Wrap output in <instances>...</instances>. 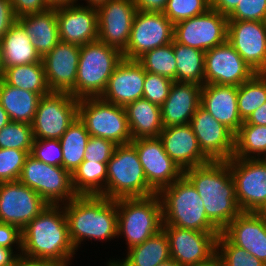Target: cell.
Returning a JSON list of instances; mask_svg holds the SVG:
<instances>
[{
  "mask_svg": "<svg viewBox=\"0 0 266 266\" xmlns=\"http://www.w3.org/2000/svg\"><path fill=\"white\" fill-rule=\"evenodd\" d=\"M21 255L69 266L76 249L71 242L63 205H48L22 230Z\"/></svg>",
  "mask_w": 266,
  "mask_h": 266,
  "instance_id": "obj_1",
  "label": "cell"
},
{
  "mask_svg": "<svg viewBox=\"0 0 266 266\" xmlns=\"http://www.w3.org/2000/svg\"><path fill=\"white\" fill-rule=\"evenodd\" d=\"M203 200L208 220L222 232L242 211L226 161H210L183 171Z\"/></svg>",
  "mask_w": 266,
  "mask_h": 266,
  "instance_id": "obj_2",
  "label": "cell"
},
{
  "mask_svg": "<svg viewBox=\"0 0 266 266\" xmlns=\"http://www.w3.org/2000/svg\"><path fill=\"white\" fill-rule=\"evenodd\" d=\"M69 236L76 251L84 242H109L117 238L116 200L100 195H78L63 204ZM92 239V240H91Z\"/></svg>",
  "mask_w": 266,
  "mask_h": 266,
  "instance_id": "obj_3",
  "label": "cell"
},
{
  "mask_svg": "<svg viewBox=\"0 0 266 266\" xmlns=\"http://www.w3.org/2000/svg\"><path fill=\"white\" fill-rule=\"evenodd\" d=\"M162 204V226L200 232H220L207 218L203 200L192 183L182 175L158 193Z\"/></svg>",
  "mask_w": 266,
  "mask_h": 266,
  "instance_id": "obj_4",
  "label": "cell"
},
{
  "mask_svg": "<svg viewBox=\"0 0 266 266\" xmlns=\"http://www.w3.org/2000/svg\"><path fill=\"white\" fill-rule=\"evenodd\" d=\"M117 206V238H124L126 249L140 245L162 230V204L159 195L120 198Z\"/></svg>",
  "mask_w": 266,
  "mask_h": 266,
  "instance_id": "obj_5",
  "label": "cell"
},
{
  "mask_svg": "<svg viewBox=\"0 0 266 266\" xmlns=\"http://www.w3.org/2000/svg\"><path fill=\"white\" fill-rule=\"evenodd\" d=\"M123 60L120 50L99 40L82 45L78 63L75 98L101 97L109 78Z\"/></svg>",
  "mask_w": 266,
  "mask_h": 266,
  "instance_id": "obj_6",
  "label": "cell"
},
{
  "mask_svg": "<svg viewBox=\"0 0 266 266\" xmlns=\"http://www.w3.org/2000/svg\"><path fill=\"white\" fill-rule=\"evenodd\" d=\"M153 194L156 192L147 183L135 147L131 143L116 146L107 162L105 197L117 200Z\"/></svg>",
  "mask_w": 266,
  "mask_h": 266,
  "instance_id": "obj_7",
  "label": "cell"
},
{
  "mask_svg": "<svg viewBox=\"0 0 266 266\" xmlns=\"http://www.w3.org/2000/svg\"><path fill=\"white\" fill-rule=\"evenodd\" d=\"M78 117L93 137L112 141L114 144H130L132 136L124 106L97 98H83L78 102Z\"/></svg>",
  "mask_w": 266,
  "mask_h": 266,
  "instance_id": "obj_8",
  "label": "cell"
},
{
  "mask_svg": "<svg viewBox=\"0 0 266 266\" xmlns=\"http://www.w3.org/2000/svg\"><path fill=\"white\" fill-rule=\"evenodd\" d=\"M19 181L38 193L49 205H63L78 195L72 185V174L62 166H53L26 157Z\"/></svg>",
  "mask_w": 266,
  "mask_h": 266,
  "instance_id": "obj_9",
  "label": "cell"
},
{
  "mask_svg": "<svg viewBox=\"0 0 266 266\" xmlns=\"http://www.w3.org/2000/svg\"><path fill=\"white\" fill-rule=\"evenodd\" d=\"M78 102L67 92L42 96L31 124L34 139H60L78 117Z\"/></svg>",
  "mask_w": 266,
  "mask_h": 266,
  "instance_id": "obj_10",
  "label": "cell"
},
{
  "mask_svg": "<svg viewBox=\"0 0 266 266\" xmlns=\"http://www.w3.org/2000/svg\"><path fill=\"white\" fill-rule=\"evenodd\" d=\"M226 163L231 170L240 210L258 213L266 205V162L232 157Z\"/></svg>",
  "mask_w": 266,
  "mask_h": 266,
  "instance_id": "obj_11",
  "label": "cell"
},
{
  "mask_svg": "<svg viewBox=\"0 0 266 266\" xmlns=\"http://www.w3.org/2000/svg\"><path fill=\"white\" fill-rule=\"evenodd\" d=\"M174 40V24L163 12L137 11L123 58L137 60L145 52L170 44Z\"/></svg>",
  "mask_w": 266,
  "mask_h": 266,
  "instance_id": "obj_12",
  "label": "cell"
},
{
  "mask_svg": "<svg viewBox=\"0 0 266 266\" xmlns=\"http://www.w3.org/2000/svg\"><path fill=\"white\" fill-rule=\"evenodd\" d=\"M228 18L209 9L204 14L174 24V40L206 52L227 41Z\"/></svg>",
  "mask_w": 266,
  "mask_h": 266,
  "instance_id": "obj_13",
  "label": "cell"
},
{
  "mask_svg": "<svg viewBox=\"0 0 266 266\" xmlns=\"http://www.w3.org/2000/svg\"><path fill=\"white\" fill-rule=\"evenodd\" d=\"M166 233L170 257L180 266H197L216 255V240L221 232H200L175 226H162Z\"/></svg>",
  "mask_w": 266,
  "mask_h": 266,
  "instance_id": "obj_14",
  "label": "cell"
},
{
  "mask_svg": "<svg viewBox=\"0 0 266 266\" xmlns=\"http://www.w3.org/2000/svg\"><path fill=\"white\" fill-rule=\"evenodd\" d=\"M48 205L38 193L19 180L0 185V222L22 230Z\"/></svg>",
  "mask_w": 266,
  "mask_h": 266,
  "instance_id": "obj_15",
  "label": "cell"
},
{
  "mask_svg": "<svg viewBox=\"0 0 266 266\" xmlns=\"http://www.w3.org/2000/svg\"><path fill=\"white\" fill-rule=\"evenodd\" d=\"M130 143L137 151L148 185L157 194L183 175V171L165 152L159 137L138 138Z\"/></svg>",
  "mask_w": 266,
  "mask_h": 266,
  "instance_id": "obj_16",
  "label": "cell"
},
{
  "mask_svg": "<svg viewBox=\"0 0 266 266\" xmlns=\"http://www.w3.org/2000/svg\"><path fill=\"white\" fill-rule=\"evenodd\" d=\"M96 10L98 40L123 52L137 12L134 0H108Z\"/></svg>",
  "mask_w": 266,
  "mask_h": 266,
  "instance_id": "obj_17",
  "label": "cell"
},
{
  "mask_svg": "<svg viewBox=\"0 0 266 266\" xmlns=\"http://www.w3.org/2000/svg\"><path fill=\"white\" fill-rule=\"evenodd\" d=\"M254 74L255 72L228 41L205 52L204 85L238 87Z\"/></svg>",
  "mask_w": 266,
  "mask_h": 266,
  "instance_id": "obj_18",
  "label": "cell"
},
{
  "mask_svg": "<svg viewBox=\"0 0 266 266\" xmlns=\"http://www.w3.org/2000/svg\"><path fill=\"white\" fill-rule=\"evenodd\" d=\"M202 152L211 161H228L235 151V134L199 106L189 123Z\"/></svg>",
  "mask_w": 266,
  "mask_h": 266,
  "instance_id": "obj_19",
  "label": "cell"
},
{
  "mask_svg": "<svg viewBox=\"0 0 266 266\" xmlns=\"http://www.w3.org/2000/svg\"><path fill=\"white\" fill-rule=\"evenodd\" d=\"M227 41L255 73H266V22L228 20Z\"/></svg>",
  "mask_w": 266,
  "mask_h": 266,
  "instance_id": "obj_20",
  "label": "cell"
},
{
  "mask_svg": "<svg viewBox=\"0 0 266 266\" xmlns=\"http://www.w3.org/2000/svg\"><path fill=\"white\" fill-rule=\"evenodd\" d=\"M81 46L59 41L41 60L51 92H67L75 98V83Z\"/></svg>",
  "mask_w": 266,
  "mask_h": 266,
  "instance_id": "obj_21",
  "label": "cell"
},
{
  "mask_svg": "<svg viewBox=\"0 0 266 266\" xmlns=\"http://www.w3.org/2000/svg\"><path fill=\"white\" fill-rule=\"evenodd\" d=\"M80 3L56 8L60 41L78 46L98 40L96 7Z\"/></svg>",
  "mask_w": 266,
  "mask_h": 266,
  "instance_id": "obj_22",
  "label": "cell"
},
{
  "mask_svg": "<svg viewBox=\"0 0 266 266\" xmlns=\"http://www.w3.org/2000/svg\"><path fill=\"white\" fill-rule=\"evenodd\" d=\"M145 74L146 71L137 60L123 58L109 78L100 98L119 106L143 98Z\"/></svg>",
  "mask_w": 266,
  "mask_h": 266,
  "instance_id": "obj_23",
  "label": "cell"
},
{
  "mask_svg": "<svg viewBox=\"0 0 266 266\" xmlns=\"http://www.w3.org/2000/svg\"><path fill=\"white\" fill-rule=\"evenodd\" d=\"M158 137L165 152L182 171L211 161L202 152L190 124L164 127Z\"/></svg>",
  "mask_w": 266,
  "mask_h": 266,
  "instance_id": "obj_24",
  "label": "cell"
},
{
  "mask_svg": "<svg viewBox=\"0 0 266 266\" xmlns=\"http://www.w3.org/2000/svg\"><path fill=\"white\" fill-rule=\"evenodd\" d=\"M222 233L266 264V222L255 212H241Z\"/></svg>",
  "mask_w": 266,
  "mask_h": 266,
  "instance_id": "obj_25",
  "label": "cell"
},
{
  "mask_svg": "<svg viewBox=\"0 0 266 266\" xmlns=\"http://www.w3.org/2000/svg\"><path fill=\"white\" fill-rule=\"evenodd\" d=\"M238 87L205 84L200 94V106L236 134L243 121L238 112Z\"/></svg>",
  "mask_w": 266,
  "mask_h": 266,
  "instance_id": "obj_26",
  "label": "cell"
},
{
  "mask_svg": "<svg viewBox=\"0 0 266 266\" xmlns=\"http://www.w3.org/2000/svg\"><path fill=\"white\" fill-rule=\"evenodd\" d=\"M202 86L196 83L173 82L169 96L161 105L164 127L189 124L200 106Z\"/></svg>",
  "mask_w": 266,
  "mask_h": 266,
  "instance_id": "obj_27",
  "label": "cell"
},
{
  "mask_svg": "<svg viewBox=\"0 0 266 266\" xmlns=\"http://www.w3.org/2000/svg\"><path fill=\"white\" fill-rule=\"evenodd\" d=\"M26 34L32 39L36 52L42 58L60 41L56 8L41 13L29 14L17 18Z\"/></svg>",
  "mask_w": 266,
  "mask_h": 266,
  "instance_id": "obj_28",
  "label": "cell"
},
{
  "mask_svg": "<svg viewBox=\"0 0 266 266\" xmlns=\"http://www.w3.org/2000/svg\"><path fill=\"white\" fill-rule=\"evenodd\" d=\"M132 140L138 138L158 137L164 126L161 106L145 98L124 106Z\"/></svg>",
  "mask_w": 266,
  "mask_h": 266,
  "instance_id": "obj_29",
  "label": "cell"
},
{
  "mask_svg": "<svg viewBox=\"0 0 266 266\" xmlns=\"http://www.w3.org/2000/svg\"><path fill=\"white\" fill-rule=\"evenodd\" d=\"M0 42L5 69L41 61L40 55L32 44V39L18 21L11 26Z\"/></svg>",
  "mask_w": 266,
  "mask_h": 266,
  "instance_id": "obj_30",
  "label": "cell"
},
{
  "mask_svg": "<svg viewBox=\"0 0 266 266\" xmlns=\"http://www.w3.org/2000/svg\"><path fill=\"white\" fill-rule=\"evenodd\" d=\"M41 97L32 91L8 85L0 79V104L10 121L32 124Z\"/></svg>",
  "mask_w": 266,
  "mask_h": 266,
  "instance_id": "obj_31",
  "label": "cell"
},
{
  "mask_svg": "<svg viewBox=\"0 0 266 266\" xmlns=\"http://www.w3.org/2000/svg\"><path fill=\"white\" fill-rule=\"evenodd\" d=\"M122 259L109 258L119 266H157L170 257L169 242L166 233L160 230L140 245L126 251Z\"/></svg>",
  "mask_w": 266,
  "mask_h": 266,
  "instance_id": "obj_32",
  "label": "cell"
},
{
  "mask_svg": "<svg viewBox=\"0 0 266 266\" xmlns=\"http://www.w3.org/2000/svg\"><path fill=\"white\" fill-rule=\"evenodd\" d=\"M89 137L84 123L77 117L59 139L63 153L62 167L71 174L84 161Z\"/></svg>",
  "mask_w": 266,
  "mask_h": 266,
  "instance_id": "obj_33",
  "label": "cell"
},
{
  "mask_svg": "<svg viewBox=\"0 0 266 266\" xmlns=\"http://www.w3.org/2000/svg\"><path fill=\"white\" fill-rule=\"evenodd\" d=\"M2 79L8 85L26 91H32L41 96H45L51 92L46 82L42 60L38 63L6 68Z\"/></svg>",
  "mask_w": 266,
  "mask_h": 266,
  "instance_id": "obj_34",
  "label": "cell"
},
{
  "mask_svg": "<svg viewBox=\"0 0 266 266\" xmlns=\"http://www.w3.org/2000/svg\"><path fill=\"white\" fill-rule=\"evenodd\" d=\"M107 163L83 161L72 174V185L77 195L105 197Z\"/></svg>",
  "mask_w": 266,
  "mask_h": 266,
  "instance_id": "obj_35",
  "label": "cell"
},
{
  "mask_svg": "<svg viewBox=\"0 0 266 266\" xmlns=\"http://www.w3.org/2000/svg\"><path fill=\"white\" fill-rule=\"evenodd\" d=\"M177 65V82L204 85L205 52L173 40Z\"/></svg>",
  "mask_w": 266,
  "mask_h": 266,
  "instance_id": "obj_36",
  "label": "cell"
},
{
  "mask_svg": "<svg viewBox=\"0 0 266 266\" xmlns=\"http://www.w3.org/2000/svg\"><path fill=\"white\" fill-rule=\"evenodd\" d=\"M266 153V126L243 123L235 134L234 158L261 159Z\"/></svg>",
  "mask_w": 266,
  "mask_h": 266,
  "instance_id": "obj_37",
  "label": "cell"
},
{
  "mask_svg": "<svg viewBox=\"0 0 266 266\" xmlns=\"http://www.w3.org/2000/svg\"><path fill=\"white\" fill-rule=\"evenodd\" d=\"M266 102V73H255L238 86V112L245 121L256 109Z\"/></svg>",
  "mask_w": 266,
  "mask_h": 266,
  "instance_id": "obj_38",
  "label": "cell"
},
{
  "mask_svg": "<svg viewBox=\"0 0 266 266\" xmlns=\"http://www.w3.org/2000/svg\"><path fill=\"white\" fill-rule=\"evenodd\" d=\"M137 61L146 72L158 74L177 82V65L173 42L145 52Z\"/></svg>",
  "mask_w": 266,
  "mask_h": 266,
  "instance_id": "obj_39",
  "label": "cell"
},
{
  "mask_svg": "<svg viewBox=\"0 0 266 266\" xmlns=\"http://www.w3.org/2000/svg\"><path fill=\"white\" fill-rule=\"evenodd\" d=\"M34 135L31 124L10 121L0 129V148L31 151Z\"/></svg>",
  "mask_w": 266,
  "mask_h": 266,
  "instance_id": "obj_40",
  "label": "cell"
},
{
  "mask_svg": "<svg viewBox=\"0 0 266 266\" xmlns=\"http://www.w3.org/2000/svg\"><path fill=\"white\" fill-rule=\"evenodd\" d=\"M216 255L224 266H266L243 248L234 245L222 232L216 240Z\"/></svg>",
  "mask_w": 266,
  "mask_h": 266,
  "instance_id": "obj_41",
  "label": "cell"
},
{
  "mask_svg": "<svg viewBox=\"0 0 266 266\" xmlns=\"http://www.w3.org/2000/svg\"><path fill=\"white\" fill-rule=\"evenodd\" d=\"M210 9V0H168L163 13L173 23L204 14Z\"/></svg>",
  "mask_w": 266,
  "mask_h": 266,
  "instance_id": "obj_42",
  "label": "cell"
},
{
  "mask_svg": "<svg viewBox=\"0 0 266 266\" xmlns=\"http://www.w3.org/2000/svg\"><path fill=\"white\" fill-rule=\"evenodd\" d=\"M30 152L0 148V182L18 181Z\"/></svg>",
  "mask_w": 266,
  "mask_h": 266,
  "instance_id": "obj_43",
  "label": "cell"
},
{
  "mask_svg": "<svg viewBox=\"0 0 266 266\" xmlns=\"http://www.w3.org/2000/svg\"><path fill=\"white\" fill-rule=\"evenodd\" d=\"M173 82L174 81L167 77L146 72L143 98L161 106L169 96Z\"/></svg>",
  "mask_w": 266,
  "mask_h": 266,
  "instance_id": "obj_44",
  "label": "cell"
},
{
  "mask_svg": "<svg viewBox=\"0 0 266 266\" xmlns=\"http://www.w3.org/2000/svg\"><path fill=\"white\" fill-rule=\"evenodd\" d=\"M30 155L53 166H62V148L59 139H34Z\"/></svg>",
  "mask_w": 266,
  "mask_h": 266,
  "instance_id": "obj_45",
  "label": "cell"
},
{
  "mask_svg": "<svg viewBox=\"0 0 266 266\" xmlns=\"http://www.w3.org/2000/svg\"><path fill=\"white\" fill-rule=\"evenodd\" d=\"M228 20L266 22V0H241Z\"/></svg>",
  "mask_w": 266,
  "mask_h": 266,
  "instance_id": "obj_46",
  "label": "cell"
},
{
  "mask_svg": "<svg viewBox=\"0 0 266 266\" xmlns=\"http://www.w3.org/2000/svg\"><path fill=\"white\" fill-rule=\"evenodd\" d=\"M117 145L100 137L90 136L86 145L84 161L107 163Z\"/></svg>",
  "mask_w": 266,
  "mask_h": 266,
  "instance_id": "obj_47",
  "label": "cell"
},
{
  "mask_svg": "<svg viewBox=\"0 0 266 266\" xmlns=\"http://www.w3.org/2000/svg\"><path fill=\"white\" fill-rule=\"evenodd\" d=\"M0 246L8 249H13L18 255H21V230L14 225L0 222Z\"/></svg>",
  "mask_w": 266,
  "mask_h": 266,
  "instance_id": "obj_48",
  "label": "cell"
},
{
  "mask_svg": "<svg viewBox=\"0 0 266 266\" xmlns=\"http://www.w3.org/2000/svg\"><path fill=\"white\" fill-rule=\"evenodd\" d=\"M10 2L16 18L50 9L46 0H10Z\"/></svg>",
  "mask_w": 266,
  "mask_h": 266,
  "instance_id": "obj_49",
  "label": "cell"
},
{
  "mask_svg": "<svg viewBox=\"0 0 266 266\" xmlns=\"http://www.w3.org/2000/svg\"><path fill=\"white\" fill-rule=\"evenodd\" d=\"M17 21L10 0H0V39Z\"/></svg>",
  "mask_w": 266,
  "mask_h": 266,
  "instance_id": "obj_50",
  "label": "cell"
},
{
  "mask_svg": "<svg viewBox=\"0 0 266 266\" xmlns=\"http://www.w3.org/2000/svg\"><path fill=\"white\" fill-rule=\"evenodd\" d=\"M168 0H134L137 11L163 12Z\"/></svg>",
  "mask_w": 266,
  "mask_h": 266,
  "instance_id": "obj_51",
  "label": "cell"
},
{
  "mask_svg": "<svg viewBox=\"0 0 266 266\" xmlns=\"http://www.w3.org/2000/svg\"><path fill=\"white\" fill-rule=\"evenodd\" d=\"M241 0H210V8L228 16Z\"/></svg>",
  "mask_w": 266,
  "mask_h": 266,
  "instance_id": "obj_52",
  "label": "cell"
},
{
  "mask_svg": "<svg viewBox=\"0 0 266 266\" xmlns=\"http://www.w3.org/2000/svg\"><path fill=\"white\" fill-rule=\"evenodd\" d=\"M12 266H61V265L50 260L28 258L23 255H19L14 261Z\"/></svg>",
  "mask_w": 266,
  "mask_h": 266,
  "instance_id": "obj_53",
  "label": "cell"
},
{
  "mask_svg": "<svg viewBox=\"0 0 266 266\" xmlns=\"http://www.w3.org/2000/svg\"><path fill=\"white\" fill-rule=\"evenodd\" d=\"M243 123L266 126V102L256 109Z\"/></svg>",
  "mask_w": 266,
  "mask_h": 266,
  "instance_id": "obj_54",
  "label": "cell"
},
{
  "mask_svg": "<svg viewBox=\"0 0 266 266\" xmlns=\"http://www.w3.org/2000/svg\"><path fill=\"white\" fill-rule=\"evenodd\" d=\"M18 256L13 249L0 246V266H12Z\"/></svg>",
  "mask_w": 266,
  "mask_h": 266,
  "instance_id": "obj_55",
  "label": "cell"
},
{
  "mask_svg": "<svg viewBox=\"0 0 266 266\" xmlns=\"http://www.w3.org/2000/svg\"><path fill=\"white\" fill-rule=\"evenodd\" d=\"M46 3L50 8H57L70 4H75L77 3V0H46Z\"/></svg>",
  "mask_w": 266,
  "mask_h": 266,
  "instance_id": "obj_56",
  "label": "cell"
},
{
  "mask_svg": "<svg viewBox=\"0 0 266 266\" xmlns=\"http://www.w3.org/2000/svg\"><path fill=\"white\" fill-rule=\"evenodd\" d=\"M197 266H224V264L217 255H214L209 261L198 264Z\"/></svg>",
  "mask_w": 266,
  "mask_h": 266,
  "instance_id": "obj_57",
  "label": "cell"
},
{
  "mask_svg": "<svg viewBox=\"0 0 266 266\" xmlns=\"http://www.w3.org/2000/svg\"><path fill=\"white\" fill-rule=\"evenodd\" d=\"M10 122V118L7 114V112L3 109V107L0 104V129L7 125Z\"/></svg>",
  "mask_w": 266,
  "mask_h": 266,
  "instance_id": "obj_58",
  "label": "cell"
},
{
  "mask_svg": "<svg viewBox=\"0 0 266 266\" xmlns=\"http://www.w3.org/2000/svg\"><path fill=\"white\" fill-rule=\"evenodd\" d=\"M79 1H85L87 3H81V5L85 4V6L98 7L99 5L106 3L108 0H77V3Z\"/></svg>",
  "mask_w": 266,
  "mask_h": 266,
  "instance_id": "obj_59",
  "label": "cell"
},
{
  "mask_svg": "<svg viewBox=\"0 0 266 266\" xmlns=\"http://www.w3.org/2000/svg\"><path fill=\"white\" fill-rule=\"evenodd\" d=\"M4 72H5V66H4V63H3L2 45H1V42H0V79L3 78Z\"/></svg>",
  "mask_w": 266,
  "mask_h": 266,
  "instance_id": "obj_60",
  "label": "cell"
},
{
  "mask_svg": "<svg viewBox=\"0 0 266 266\" xmlns=\"http://www.w3.org/2000/svg\"><path fill=\"white\" fill-rule=\"evenodd\" d=\"M157 266H180L173 258H169L168 260L160 263Z\"/></svg>",
  "mask_w": 266,
  "mask_h": 266,
  "instance_id": "obj_61",
  "label": "cell"
},
{
  "mask_svg": "<svg viewBox=\"0 0 266 266\" xmlns=\"http://www.w3.org/2000/svg\"><path fill=\"white\" fill-rule=\"evenodd\" d=\"M258 214L263 218L266 222V205L258 212Z\"/></svg>",
  "mask_w": 266,
  "mask_h": 266,
  "instance_id": "obj_62",
  "label": "cell"
},
{
  "mask_svg": "<svg viewBox=\"0 0 266 266\" xmlns=\"http://www.w3.org/2000/svg\"><path fill=\"white\" fill-rule=\"evenodd\" d=\"M106 266H119L115 262L109 261L106 263Z\"/></svg>",
  "mask_w": 266,
  "mask_h": 266,
  "instance_id": "obj_63",
  "label": "cell"
},
{
  "mask_svg": "<svg viewBox=\"0 0 266 266\" xmlns=\"http://www.w3.org/2000/svg\"><path fill=\"white\" fill-rule=\"evenodd\" d=\"M261 159L266 162V153H265V155Z\"/></svg>",
  "mask_w": 266,
  "mask_h": 266,
  "instance_id": "obj_64",
  "label": "cell"
}]
</instances>
